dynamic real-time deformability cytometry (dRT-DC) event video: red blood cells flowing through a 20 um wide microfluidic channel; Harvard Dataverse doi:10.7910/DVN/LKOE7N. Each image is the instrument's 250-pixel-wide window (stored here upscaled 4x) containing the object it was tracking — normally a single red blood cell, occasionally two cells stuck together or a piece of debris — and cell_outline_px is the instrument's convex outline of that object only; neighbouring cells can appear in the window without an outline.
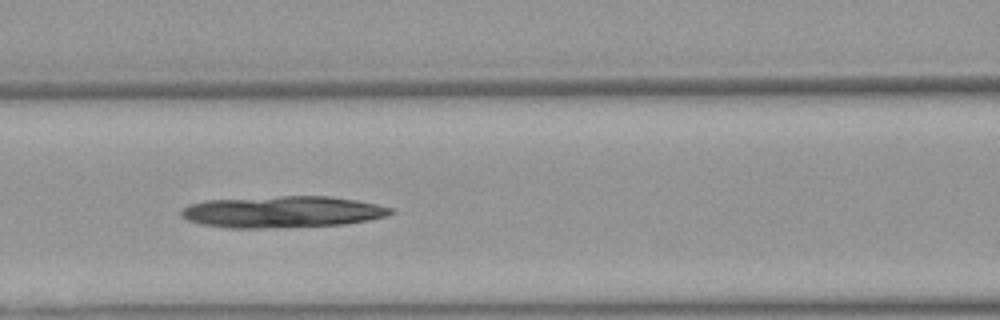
{"species": "Egyptian fruit bat (a non-hibernating species)", "species_latin": "Rousettus aegyptiacus", "temperature_condition": "warm", "stored_images_in_passage": 50, "camera_frame_rate_fps": 3000, "um_per_image_px": 0.085, "animal": {"sex": "female"}, "frame": {"image": 1, "passage_image": 21, "time_ms": 6.667, "image_size_px": [1000, 320], "cell_outline_px": [[396, 212], [388, 216], [368, 220], [344, 224], [264, 228], [228, 228], [200, 224], [188, 220], [180, 216], [180, 212], [188, 204], [204, 200], [280, 196], [328, 196], [356, 200], [376, 204], [392, 208]], "centroid_in_image_um": [23.98, 18.0], "position_along_channel_um": 142.6, "area_um2": 38.67}}
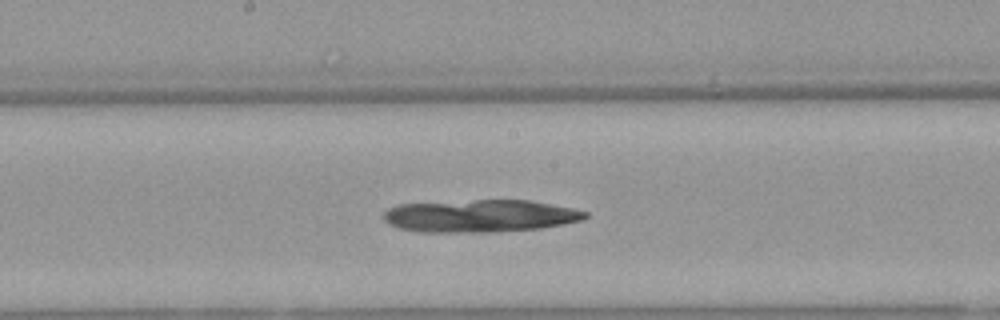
{"frame": {"image": 2, "passage_image": 26, "time_ms": 8.333, "image_size_px": [1000, 320], "cell_outline_px": [[588, 216], [580, 220], [540, 228], [488, 232], [420, 232], [400, 228], [388, 224], [380, 216], [388, 208], [396, 204], [476, 200], [528, 200], [572, 208], [588, 212]], "centroid_in_image_um": [40.72, 18.35], "position_along_channel_um": 207.5, "area_um2": 38.09}}
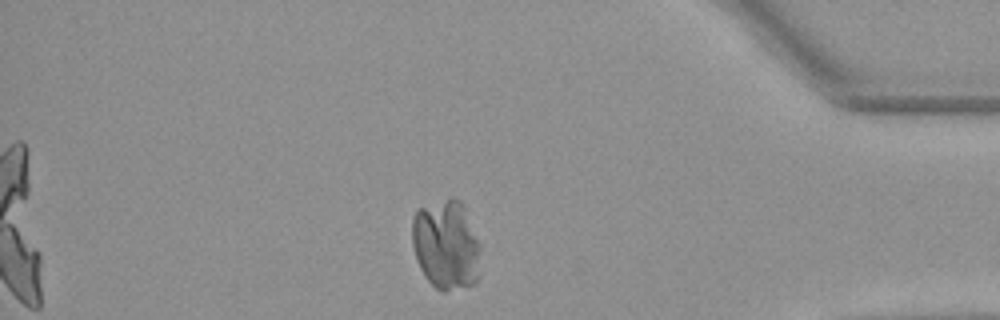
{"frame": {"image": 3, "passage_image": 43, "time_ms": 14.0, "image_size_px": [1000, 320], "cell_outline_px": [[480, 276], [472, 284], [444, 292], [440, 292], [424, 276], [420, 268], [412, 244], [412, 220], [416, 208], [452, 196], [460, 200], [464, 208], [480, 244]], "centroid_in_image_um": [37.92, 20.8], "position_along_channel_um": 397.3, "area_um2": 36.18}}